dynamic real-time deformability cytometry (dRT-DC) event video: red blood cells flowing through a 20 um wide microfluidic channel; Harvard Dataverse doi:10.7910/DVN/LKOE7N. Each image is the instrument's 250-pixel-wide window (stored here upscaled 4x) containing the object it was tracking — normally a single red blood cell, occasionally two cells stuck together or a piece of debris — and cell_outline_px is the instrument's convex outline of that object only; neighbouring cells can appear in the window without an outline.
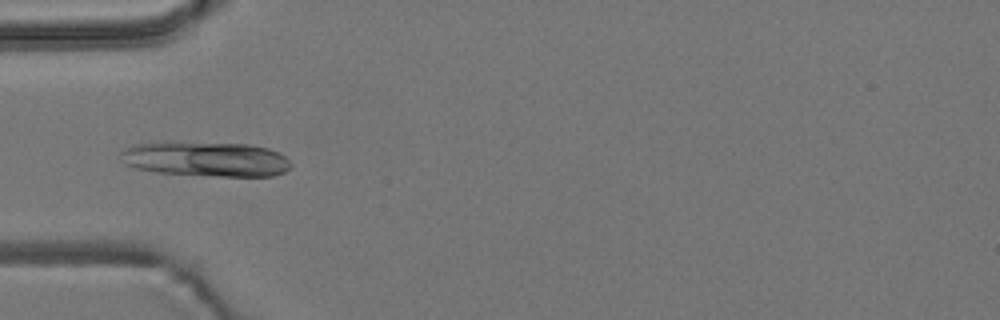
{"species": "common noctule bat (a hibernating species)", "species_latin": "Nyctalus noctula", "temperature_condition": "room temperature", "stored_images_in_passage": 9, "camera_frame_rate_fps": 3000, "um_per_image_px": 0.085, "animal": {"sex": "male", "body_mass_g": 19.2, "forearm_length_mm": 51.8}, "frame": {"image": 1, "passage_image": 4, "time_ms": 1.0, "image_size_px": [1000, 320], "cell_outline_px": [[292, 164], [284, 172], [272, 176], [220, 176], [156, 172], [136, 168], [124, 164], [120, 160], [120, 152], [124, 148], [132, 144], [152, 140], [172, 140], [252, 144], [268, 148], [280, 152]], "centroid_in_image_um": [17.4, 13.47], "position_along_channel_um": 67.6, "area_um2": 35.84}}
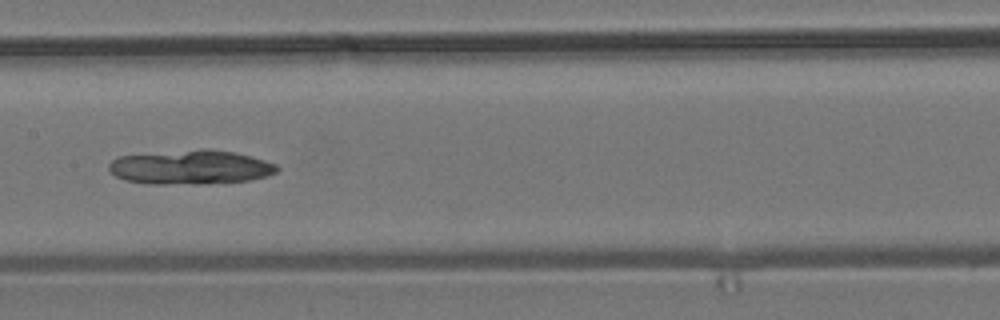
{"frame": {"image": 2, "passage_image": 7, "time_ms": 2.0, "image_size_px": [1000, 320], "cell_outline_px": [[280, 168], [276, 172], [264, 176], [248, 180], [200, 184], [148, 184], [124, 180], [116, 176], [108, 168], [108, 164], [112, 160], [120, 156], [200, 148], [208, 148], [236, 152], [264, 160], [276, 164]], "centroid_in_image_um": [16.18, 14.2], "position_along_channel_um": 191.2, "area_um2": 33.64}}
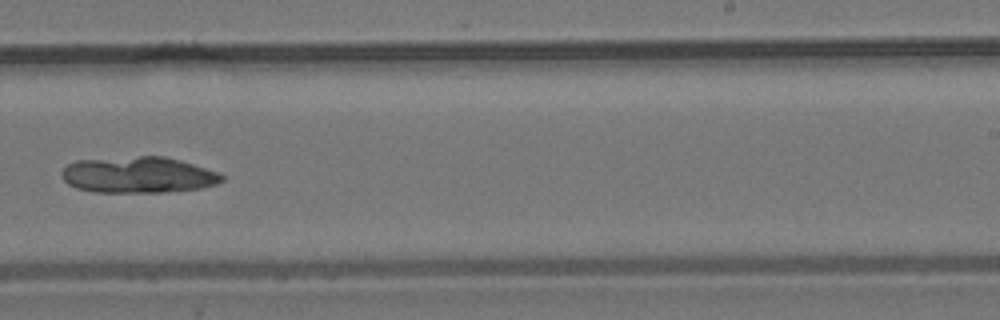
{"frame": {"image": 3, "passage_image": 9, "time_ms": 2.667, "image_size_px": [1000, 320], "cell_outline_px": [[224, 180], [216, 184], [200, 188], [164, 192], [96, 192], [76, 188], [68, 184], [64, 180], [64, 168], [68, 164], [76, 160], [140, 156], [164, 156], [180, 160], [220, 172], [224, 176]], "centroid_in_image_um": [11.79, 14.86], "position_along_channel_um": 277.2, "area_um2": 33.7}}